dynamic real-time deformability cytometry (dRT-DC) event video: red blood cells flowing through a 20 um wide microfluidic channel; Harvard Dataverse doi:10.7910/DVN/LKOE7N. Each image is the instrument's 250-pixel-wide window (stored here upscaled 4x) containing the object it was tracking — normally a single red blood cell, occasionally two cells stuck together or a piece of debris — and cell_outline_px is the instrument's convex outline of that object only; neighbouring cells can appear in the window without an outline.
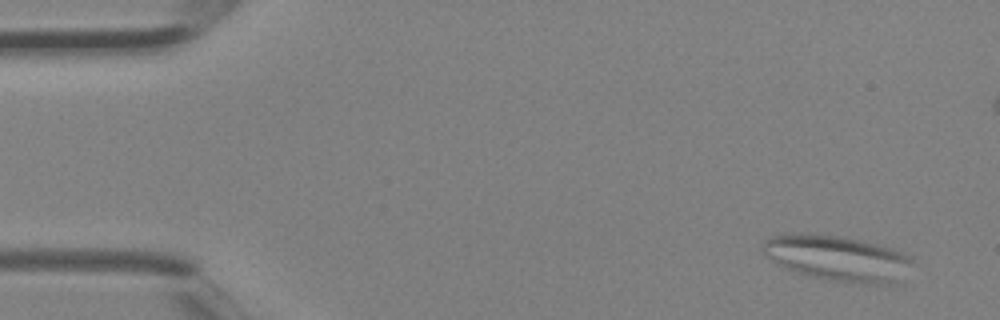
{"species": "Egyptian fruit bat (a non-hibernating species)", "species_latin": "Rousettus aegyptiacus", "temperature_condition": "room temperature", "stored_images_in_passage": 4, "camera_frame_rate_fps": 3000, "um_per_image_px": 0.085, "animal": {"sex": "female"}, "frame": {"image": 1, "passage_image": 1, "time_ms": 0.0, "image_size_px": [1000, 320], "cell_outline_px": [[912, 260], [896, 284], [868, 284], [832, 280], [812, 276], [784, 268], [772, 260], [764, 252], [764, 240], [772, 236], [784, 232], [808, 232], [836, 236], [876, 244], [912, 256]], "centroid_in_image_um": [71.13, 21.93], "position_along_channel_um": 13.9, "area_um2": 39.13}}